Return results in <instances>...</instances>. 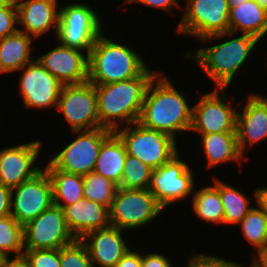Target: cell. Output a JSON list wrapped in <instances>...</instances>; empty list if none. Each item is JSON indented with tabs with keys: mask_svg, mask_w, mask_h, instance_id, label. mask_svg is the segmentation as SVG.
Wrapping results in <instances>:
<instances>
[{
	"mask_svg": "<svg viewBox=\"0 0 267 267\" xmlns=\"http://www.w3.org/2000/svg\"><path fill=\"white\" fill-rule=\"evenodd\" d=\"M159 75L153 77L146 89L138 122L175 139L176 132H190L193 107H189L182 91H177L168 78Z\"/></svg>",
	"mask_w": 267,
	"mask_h": 267,
	"instance_id": "6da1fadb",
	"label": "cell"
},
{
	"mask_svg": "<svg viewBox=\"0 0 267 267\" xmlns=\"http://www.w3.org/2000/svg\"><path fill=\"white\" fill-rule=\"evenodd\" d=\"M156 74L148 67L139 77L95 85L100 125L115 131L120 124L122 127L126 123L127 126L136 123L141 115L146 89Z\"/></svg>",
	"mask_w": 267,
	"mask_h": 267,
	"instance_id": "7a4b0ae2",
	"label": "cell"
},
{
	"mask_svg": "<svg viewBox=\"0 0 267 267\" xmlns=\"http://www.w3.org/2000/svg\"><path fill=\"white\" fill-rule=\"evenodd\" d=\"M149 66L136 51L101 33L88 55V81L103 85L139 77Z\"/></svg>",
	"mask_w": 267,
	"mask_h": 267,
	"instance_id": "3957f363",
	"label": "cell"
},
{
	"mask_svg": "<svg viewBox=\"0 0 267 267\" xmlns=\"http://www.w3.org/2000/svg\"><path fill=\"white\" fill-rule=\"evenodd\" d=\"M258 41L253 35L242 34L217 45L201 47L194 55L189 52L185 57L195 60L216 88L228 89Z\"/></svg>",
	"mask_w": 267,
	"mask_h": 267,
	"instance_id": "277c9868",
	"label": "cell"
},
{
	"mask_svg": "<svg viewBox=\"0 0 267 267\" xmlns=\"http://www.w3.org/2000/svg\"><path fill=\"white\" fill-rule=\"evenodd\" d=\"M120 128L114 132L123 141L127 154L137 157L153 170L178 153L176 140L166 133L147 128L138 121Z\"/></svg>",
	"mask_w": 267,
	"mask_h": 267,
	"instance_id": "5b68a950",
	"label": "cell"
},
{
	"mask_svg": "<svg viewBox=\"0 0 267 267\" xmlns=\"http://www.w3.org/2000/svg\"><path fill=\"white\" fill-rule=\"evenodd\" d=\"M58 11L57 41L89 55L97 37L102 33L99 14L83 3L69 4Z\"/></svg>",
	"mask_w": 267,
	"mask_h": 267,
	"instance_id": "8992f818",
	"label": "cell"
},
{
	"mask_svg": "<svg viewBox=\"0 0 267 267\" xmlns=\"http://www.w3.org/2000/svg\"><path fill=\"white\" fill-rule=\"evenodd\" d=\"M163 210L149 189L118 187L109 208L110 224L121 230L140 228L157 218Z\"/></svg>",
	"mask_w": 267,
	"mask_h": 267,
	"instance_id": "52a82bcc",
	"label": "cell"
},
{
	"mask_svg": "<svg viewBox=\"0 0 267 267\" xmlns=\"http://www.w3.org/2000/svg\"><path fill=\"white\" fill-rule=\"evenodd\" d=\"M113 131L107 128L73 131L79 136L56 153L49 163L70 174L86 175L94 171L103 141Z\"/></svg>",
	"mask_w": 267,
	"mask_h": 267,
	"instance_id": "ba28073f",
	"label": "cell"
},
{
	"mask_svg": "<svg viewBox=\"0 0 267 267\" xmlns=\"http://www.w3.org/2000/svg\"><path fill=\"white\" fill-rule=\"evenodd\" d=\"M186 10L177 29L198 39L229 32L227 0H186Z\"/></svg>",
	"mask_w": 267,
	"mask_h": 267,
	"instance_id": "9c48e42d",
	"label": "cell"
},
{
	"mask_svg": "<svg viewBox=\"0 0 267 267\" xmlns=\"http://www.w3.org/2000/svg\"><path fill=\"white\" fill-rule=\"evenodd\" d=\"M57 110L64 115L72 131L102 127L98 115L95 85L89 81L62 85Z\"/></svg>",
	"mask_w": 267,
	"mask_h": 267,
	"instance_id": "30bf717a",
	"label": "cell"
},
{
	"mask_svg": "<svg viewBox=\"0 0 267 267\" xmlns=\"http://www.w3.org/2000/svg\"><path fill=\"white\" fill-rule=\"evenodd\" d=\"M191 170L185 161L180 160L178 153L152 170L148 189L164 209L171 203L193 195L195 180Z\"/></svg>",
	"mask_w": 267,
	"mask_h": 267,
	"instance_id": "8fae6325",
	"label": "cell"
},
{
	"mask_svg": "<svg viewBox=\"0 0 267 267\" xmlns=\"http://www.w3.org/2000/svg\"><path fill=\"white\" fill-rule=\"evenodd\" d=\"M24 249H60L75 238L68 230L63 208L52 205L23 226Z\"/></svg>",
	"mask_w": 267,
	"mask_h": 267,
	"instance_id": "7c38bea8",
	"label": "cell"
},
{
	"mask_svg": "<svg viewBox=\"0 0 267 267\" xmlns=\"http://www.w3.org/2000/svg\"><path fill=\"white\" fill-rule=\"evenodd\" d=\"M54 204L49 175L42 169L11 192V216L24 226Z\"/></svg>",
	"mask_w": 267,
	"mask_h": 267,
	"instance_id": "4fadbf2b",
	"label": "cell"
},
{
	"mask_svg": "<svg viewBox=\"0 0 267 267\" xmlns=\"http://www.w3.org/2000/svg\"><path fill=\"white\" fill-rule=\"evenodd\" d=\"M226 90L216 88L211 93L201 96L198 103L193 106L190 131H197L201 135L236 132L237 110L225 102Z\"/></svg>",
	"mask_w": 267,
	"mask_h": 267,
	"instance_id": "5bb4252c",
	"label": "cell"
},
{
	"mask_svg": "<svg viewBox=\"0 0 267 267\" xmlns=\"http://www.w3.org/2000/svg\"><path fill=\"white\" fill-rule=\"evenodd\" d=\"M20 70H23V73L19 86L25 108L57 109L62 84L37 59Z\"/></svg>",
	"mask_w": 267,
	"mask_h": 267,
	"instance_id": "9a60e30c",
	"label": "cell"
},
{
	"mask_svg": "<svg viewBox=\"0 0 267 267\" xmlns=\"http://www.w3.org/2000/svg\"><path fill=\"white\" fill-rule=\"evenodd\" d=\"M42 144L36 140L0 150V184L13 189L39 173L42 168L33 165Z\"/></svg>",
	"mask_w": 267,
	"mask_h": 267,
	"instance_id": "2e32d148",
	"label": "cell"
},
{
	"mask_svg": "<svg viewBox=\"0 0 267 267\" xmlns=\"http://www.w3.org/2000/svg\"><path fill=\"white\" fill-rule=\"evenodd\" d=\"M83 53L60 44L37 60L62 85L81 84L88 81V55Z\"/></svg>",
	"mask_w": 267,
	"mask_h": 267,
	"instance_id": "e0dca14e",
	"label": "cell"
},
{
	"mask_svg": "<svg viewBox=\"0 0 267 267\" xmlns=\"http://www.w3.org/2000/svg\"><path fill=\"white\" fill-rule=\"evenodd\" d=\"M241 112L237 111L236 135L239 151L245 157L246 144L254 146L267 138V98L251 93Z\"/></svg>",
	"mask_w": 267,
	"mask_h": 267,
	"instance_id": "ac0fdd59",
	"label": "cell"
},
{
	"mask_svg": "<svg viewBox=\"0 0 267 267\" xmlns=\"http://www.w3.org/2000/svg\"><path fill=\"white\" fill-rule=\"evenodd\" d=\"M17 8L18 25L24 26L21 31L33 38L54 28L57 34L59 11L57 0H15Z\"/></svg>",
	"mask_w": 267,
	"mask_h": 267,
	"instance_id": "d6986e66",
	"label": "cell"
},
{
	"mask_svg": "<svg viewBox=\"0 0 267 267\" xmlns=\"http://www.w3.org/2000/svg\"><path fill=\"white\" fill-rule=\"evenodd\" d=\"M122 230L109 226L86 233L80 240L87 247L93 267H115L129 250L122 237Z\"/></svg>",
	"mask_w": 267,
	"mask_h": 267,
	"instance_id": "ffe728a7",
	"label": "cell"
},
{
	"mask_svg": "<svg viewBox=\"0 0 267 267\" xmlns=\"http://www.w3.org/2000/svg\"><path fill=\"white\" fill-rule=\"evenodd\" d=\"M63 212L68 230L75 239H81L90 231L111 226L109 207L85 197L65 206Z\"/></svg>",
	"mask_w": 267,
	"mask_h": 267,
	"instance_id": "44dd1931",
	"label": "cell"
},
{
	"mask_svg": "<svg viewBox=\"0 0 267 267\" xmlns=\"http://www.w3.org/2000/svg\"><path fill=\"white\" fill-rule=\"evenodd\" d=\"M240 30L242 34H250L259 40L267 34V11L261 8L255 0L238 5L229 11V32L210 35L201 41H217L233 36ZM223 37V38H222Z\"/></svg>",
	"mask_w": 267,
	"mask_h": 267,
	"instance_id": "7402d4cb",
	"label": "cell"
},
{
	"mask_svg": "<svg viewBox=\"0 0 267 267\" xmlns=\"http://www.w3.org/2000/svg\"><path fill=\"white\" fill-rule=\"evenodd\" d=\"M127 152L123 141L113 131L102 143L94 172L121 184Z\"/></svg>",
	"mask_w": 267,
	"mask_h": 267,
	"instance_id": "603a6c76",
	"label": "cell"
},
{
	"mask_svg": "<svg viewBox=\"0 0 267 267\" xmlns=\"http://www.w3.org/2000/svg\"><path fill=\"white\" fill-rule=\"evenodd\" d=\"M32 36L21 31L0 39V74L20 71L30 59Z\"/></svg>",
	"mask_w": 267,
	"mask_h": 267,
	"instance_id": "cb8c5ba5",
	"label": "cell"
},
{
	"mask_svg": "<svg viewBox=\"0 0 267 267\" xmlns=\"http://www.w3.org/2000/svg\"><path fill=\"white\" fill-rule=\"evenodd\" d=\"M201 136L208 167L233 160L241 164V159L247 160L239 151L236 132L210 133Z\"/></svg>",
	"mask_w": 267,
	"mask_h": 267,
	"instance_id": "d4e9b609",
	"label": "cell"
},
{
	"mask_svg": "<svg viewBox=\"0 0 267 267\" xmlns=\"http://www.w3.org/2000/svg\"><path fill=\"white\" fill-rule=\"evenodd\" d=\"M44 169L52 183L54 205L64 208L84 197V184L81 175L70 174L55 169L49 162Z\"/></svg>",
	"mask_w": 267,
	"mask_h": 267,
	"instance_id": "484cf974",
	"label": "cell"
},
{
	"mask_svg": "<svg viewBox=\"0 0 267 267\" xmlns=\"http://www.w3.org/2000/svg\"><path fill=\"white\" fill-rule=\"evenodd\" d=\"M214 185L217 187L224 212V224H239L247 213L253 208L249 206L250 200L247 195L241 193L235 187L223 183L214 178Z\"/></svg>",
	"mask_w": 267,
	"mask_h": 267,
	"instance_id": "4316f807",
	"label": "cell"
},
{
	"mask_svg": "<svg viewBox=\"0 0 267 267\" xmlns=\"http://www.w3.org/2000/svg\"><path fill=\"white\" fill-rule=\"evenodd\" d=\"M192 197V207L197 217L208 223L224 224L222 201L215 185L194 190Z\"/></svg>",
	"mask_w": 267,
	"mask_h": 267,
	"instance_id": "83f0119b",
	"label": "cell"
},
{
	"mask_svg": "<svg viewBox=\"0 0 267 267\" xmlns=\"http://www.w3.org/2000/svg\"><path fill=\"white\" fill-rule=\"evenodd\" d=\"M246 240L255 246L258 255L267 250V214L253 207L239 223Z\"/></svg>",
	"mask_w": 267,
	"mask_h": 267,
	"instance_id": "f1b7e54d",
	"label": "cell"
},
{
	"mask_svg": "<svg viewBox=\"0 0 267 267\" xmlns=\"http://www.w3.org/2000/svg\"><path fill=\"white\" fill-rule=\"evenodd\" d=\"M82 177L84 197L110 208L118 185L94 171Z\"/></svg>",
	"mask_w": 267,
	"mask_h": 267,
	"instance_id": "f546056e",
	"label": "cell"
},
{
	"mask_svg": "<svg viewBox=\"0 0 267 267\" xmlns=\"http://www.w3.org/2000/svg\"><path fill=\"white\" fill-rule=\"evenodd\" d=\"M0 250L13 258H22L24 254L23 226L9 215L0 218Z\"/></svg>",
	"mask_w": 267,
	"mask_h": 267,
	"instance_id": "4dcf8cb0",
	"label": "cell"
},
{
	"mask_svg": "<svg viewBox=\"0 0 267 267\" xmlns=\"http://www.w3.org/2000/svg\"><path fill=\"white\" fill-rule=\"evenodd\" d=\"M152 168L137 157L127 154L121 184L118 187L127 189H148Z\"/></svg>",
	"mask_w": 267,
	"mask_h": 267,
	"instance_id": "1f68e13d",
	"label": "cell"
},
{
	"mask_svg": "<svg viewBox=\"0 0 267 267\" xmlns=\"http://www.w3.org/2000/svg\"><path fill=\"white\" fill-rule=\"evenodd\" d=\"M61 267H93L87 247L80 239H75L60 248Z\"/></svg>",
	"mask_w": 267,
	"mask_h": 267,
	"instance_id": "d6a6232c",
	"label": "cell"
},
{
	"mask_svg": "<svg viewBox=\"0 0 267 267\" xmlns=\"http://www.w3.org/2000/svg\"><path fill=\"white\" fill-rule=\"evenodd\" d=\"M22 258L29 267H61L60 249L25 250Z\"/></svg>",
	"mask_w": 267,
	"mask_h": 267,
	"instance_id": "836d02e7",
	"label": "cell"
},
{
	"mask_svg": "<svg viewBox=\"0 0 267 267\" xmlns=\"http://www.w3.org/2000/svg\"><path fill=\"white\" fill-rule=\"evenodd\" d=\"M17 8L15 0L7 6L0 8V39L10 36L18 31Z\"/></svg>",
	"mask_w": 267,
	"mask_h": 267,
	"instance_id": "e575fe53",
	"label": "cell"
},
{
	"mask_svg": "<svg viewBox=\"0 0 267 267\" xmlns=\"http://www.w3.org/2000/svg\"><path fill=\"white\" fill-rule=\"evenodd\" d=\"M187 267H242L240 263H234L220 257L210 256L207 254H198L193 255Z\"/></svg>",
	"mask_w": 267,
	"mask_h": 267,
	"instance_id": "d590c367",
	"label": "cell"
},
{
	"mask_svg": "<svg viewBox=\"0 0 267 267\" xmlns=\"http://www.w3.org/2000/svg\"><path fill=\"white\" fill-rule=\"evenodd\" d=\"M141 267H172L168 258L159 253L141 254Z\"/></svg>",
	"mask_w": 267,
	"mask_h": 267,
	"instance_id": "8d00e7d4",
	"label": "cell"
},
{
	"mask_svg": "<svg viewBox=\"0 0 267 267\" xmlns=\"http://www.w3.org/2000/svg\"><path fill=\"white\" fill-rule=\"evenodd\" d=\"M12 189L0 184V218L11 215Z\"/></svg>",
	"mask_w": 267,
	"mask_h": 267,
	"instance_id": "74e56055",
	"label": "cell"
},
{
	"mask_svg": "<svg viewBox=\"0 0 267 267\" xmlns=\"http://www.w3.org/2000/svg\"><path fill=\"white\" fill-rule=\"evenodd\" d=\"M115 267H141V254L130 248Z\"/></svg>",
	"mask_w": 267,
	"mask_h": 267,
	"instance_id": "f35d334b",
	"label": "cell"
},
{
	"mask_svg": "<svg viewBox=\"0 0 267 267\" xmlns=\"http://www.w3.org/2000/svg\"><path fill=\"white\" fill-rule=\"evenodd\" d=\"M131 3H140L145 6H150L154 8H160L164 10H173L172 8L179 6L178 0H133Z\"/></svg>",
	"mask_w": 267,
	"mask_h": 267,
	"instance_id": "ab89813d",
	"label": "cell"
},
{
	"mask_svg": "<svg viewBox=\"0 0 267 267\" xmlns=\"http://www.w3.org/2000/svg\"><path fill=\"white\" fill-rule=\"evenodd\" d=\"M254 196L256 206L267 214V187L258 188Z\"/></svg>",
	"mask_w": 267,
	"mask_h": 267,
	"instance_id": "60d3db41",
	"label": "cell"
},
{
	"mask_svg": "<svg viewBox=\"0 0 267 267\" xmlns=\"http://www.w3.org/2000/svg\"><path fill=\"white\" fill-rule=\"evenodd\" d=\"M257 257H252L251 265L253 267H267V250L262 251Z\"/></svg>",
	"mask_w": 267,
	"mask_h": 267,
	"instance_id": "b9f144b4",
	"label": "cell"
},
{
	"mask_svg": "<svg viewBox=\"0 0 267 267\" xmlns=\"http://www.w3.org/2000/svg\"><path fill=\"white\" fill-rule=\"evenodd\" d=\"M5 267H29L23 258H13Z\"/></svg>",
	"mask_w": 267,
	"mask_h": 267,
	"instance_id": "7bdbcfd3",
	"label": "cell"
},
{
	"mask_svg": "<svg viewBox=\"0 0 267 267\" xmlns=\"http://www.w3.org/2000/svg\"><path fill=\"white\" fill-rule=\"evenodd\" d=\"M10 260L9 256L4 251L0 250V267H5Z\"/></svg>",
	"mask_w": 267,
	"mask_h": 267,
	"instance_id": "ee69618b",
	"label": "cell"
},
{
	"mask_svg": "<svg viewBox=\"0 0 267 267\" xmlns=\"http://www.w3.org/2000/svg\"><path fill=\"white\" fill-rule=\"evenodd\" d=\"M229 9L231 10L232 8L237 7L238 5L244 4L250 0H227Z\"/></svg>",
	"mask_w": 267,
	"mask_h": 267,
	"instance_id": "f6af8a7d",
	"label": "cell"
},
{
	"mask_svg": "<svg viewBox=\"0 0 267 267\" xmlns=\"http://www.w3.org/2000/svg\"><path fill=\"white\" fill-rule=\"evenodd\" d=\"M257 4L267 11V0H255Z\"/></svg>",
	"mask_w": 267,
	"mask_h": 267,
	"instance_id": "bcb514c9",
	"label": "cell"
},
{
	"mask_svg": "<svg viewBox=\"0 0 267 267\" xmlns=\"http://www.w3.org/2000/svg\"><path fill=\"white\" fill-rule=\"evenodd\" d=\"M12 0H0V8L7 6Z\"/></svg>",
	"mask_w": 267,
	"mask_h": 267,
	"instance_id": "7dc6e473",
	"label": "cell"
},
{
	"mask_svg": "<svg viewBox=\"0 0 267 267\" xmlns=\"http://www.w3.org/2000/svg\"><path fill=\"white\" fill-rule=\"evenodd\" d=\"M133 0H124L125 3H131Z\"/></svg>",
	"mask_w": 267,
	"mask_h": 267,
	"instance_id": "c3c4849f",
	"label": "cell"
}]
</instances>
